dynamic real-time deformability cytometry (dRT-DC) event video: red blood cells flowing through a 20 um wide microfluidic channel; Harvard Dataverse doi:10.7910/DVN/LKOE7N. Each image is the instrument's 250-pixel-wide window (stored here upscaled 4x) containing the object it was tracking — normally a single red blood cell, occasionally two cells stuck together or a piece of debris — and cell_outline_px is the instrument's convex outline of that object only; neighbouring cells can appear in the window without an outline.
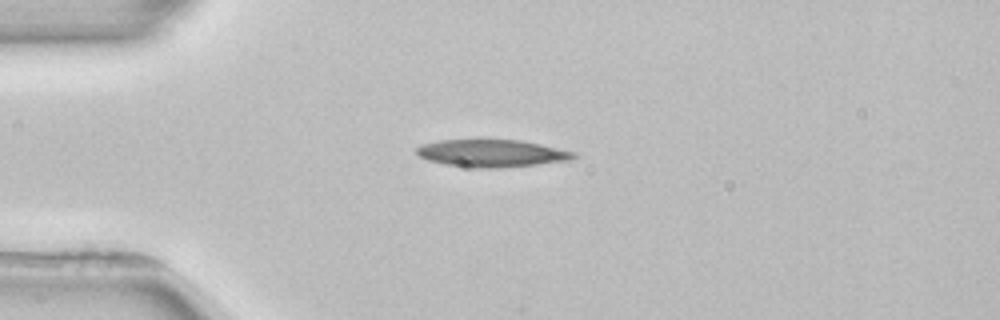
{"species": "common noctule bat (a hibernating species)", "species_latin": "Nyctalus noctula", "temperature_condition": "room temperature", "stored_images_in_passage": 1, "camera_frame_rate_fps": 3000, "um_per_image_px": 0.085, "animal": {"sex": "female", "body_mass_g": 22.7, "forearm_length_mm": 54.2}, "frame": {"image": 1, "passage_image": 1, "time_ms": 0.0, "image_size_px": [1000, 320], "cell_outline_px": [[580, 156], [572, 160], [500, 168], [476, 168], [444, 164], [428, 160], [420, 156], [416, 152], [416, 148], [420, 144], [440, 140], [520, 140], [540, 144], [576, 152]], "centroid_in_image_um": [41.82, 13.03], "position_along_channel_um": 43.2, "area_um2": 25.14}}